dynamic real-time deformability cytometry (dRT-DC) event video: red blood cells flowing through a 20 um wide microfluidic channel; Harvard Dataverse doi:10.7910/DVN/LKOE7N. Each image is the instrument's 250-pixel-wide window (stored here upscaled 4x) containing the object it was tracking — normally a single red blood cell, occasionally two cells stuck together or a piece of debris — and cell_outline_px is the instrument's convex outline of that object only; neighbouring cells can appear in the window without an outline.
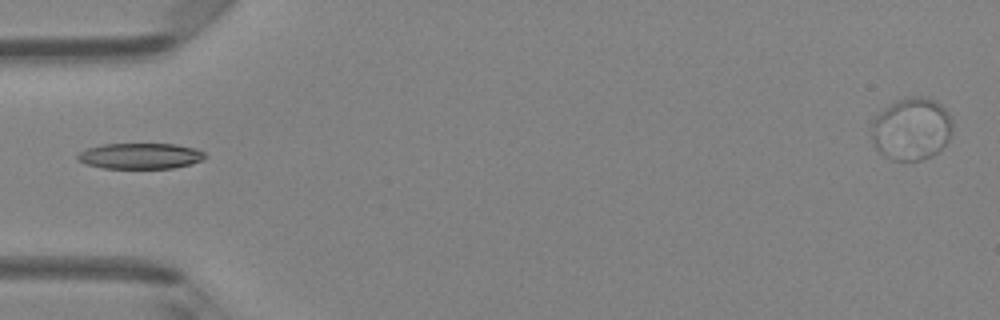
{"species": "Egyptian fruit bat (a non-hibernating species)", "species_latin": "Rousettus aegyptiacus", "temperature_condition": "room temperature", "stored_images_in_passage": 5, "camera_frame_rate_fps": 3000, "um_per_image_px": 0.085, "animal": {"sex": "female"}, "frame": {"image": 1, "passage_image": 4, "time_ms": 1.0, "image_size_px": [1000, 320], "cell_outline_px": [[208, 156], [204, 160], [192, 164], [172, 168], [104, 168], [88, 164], [76, 160], [76, 156], [80, 152], [88, 148], [104, 144], [176, 144], [196, 148], [204, 152]], "centroid_in_image_um": [11.98, 13.26], "position_along_channel_um": 73.0, "area_um2": 19.25}}
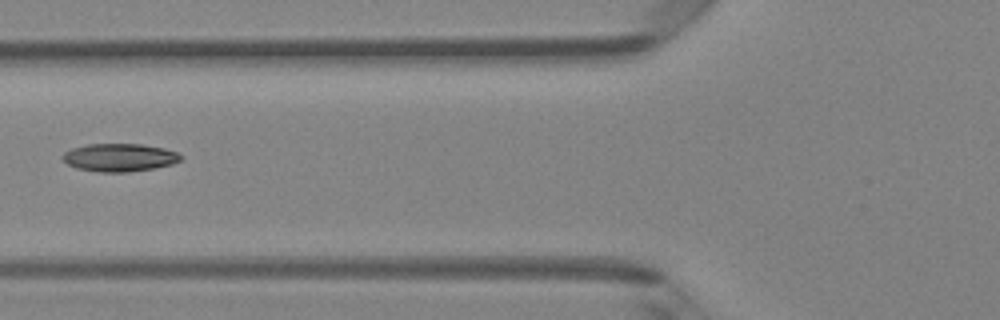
{"frame": {"image": 2, "passage_image": 5, "time_ms": 1.333, "image_size_px": [1000, 320], "cell_outline_px": [[184, 156], [180, 160], [172, 164], [156, 168], [128, 172], [100, 172], [76, 168], [68, 164], [60, 156], [64, 152], [72, 148], [88, 144], [140, 144], [164, 148], [176, 152]], "centroid_in_image_um": [10.16, 13.39], "position_along_channel_um": 115.6, "area_um2": 19.31}}